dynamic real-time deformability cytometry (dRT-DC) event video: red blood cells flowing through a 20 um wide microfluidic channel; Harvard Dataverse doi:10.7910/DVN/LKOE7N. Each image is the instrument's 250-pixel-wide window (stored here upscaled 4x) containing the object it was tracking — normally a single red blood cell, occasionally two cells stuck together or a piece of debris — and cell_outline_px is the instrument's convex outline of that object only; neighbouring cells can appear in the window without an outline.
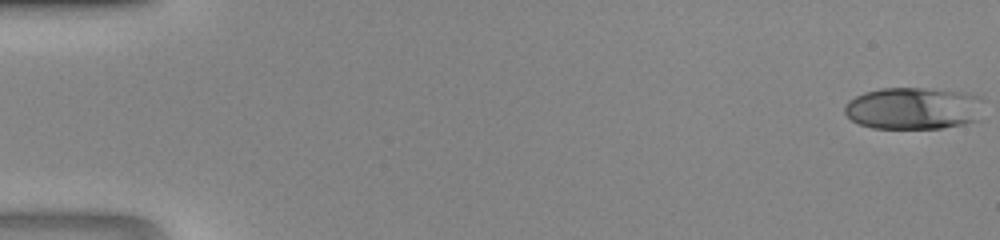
{"species": "human", "species_latin": "Homo sapiens", "temperature_condition": "room temperature", "stored_images_in_passage": 47, "camera_frame_rate_fps": 3000, "um_per_image_px": 0.085, "donor": {"sex": "male"}, "frame": {"image": 1, "passage_image": 1, "time_ms": 0.0, "image_size_px": [1000, 240], "cell_outline_px": [[984, 100], [980, 120], [940, 128], [872, 128], [860, 124], [852, 120], [844, 112], [844, 104], [848, 100], [864, 92], [880, 88], [924, 88], [968, 92], [980, 96]], "centroid_in_image_um": [77.68, 9.19], "position_along_channel_um": 7.3, "area_um2": 34.56}}
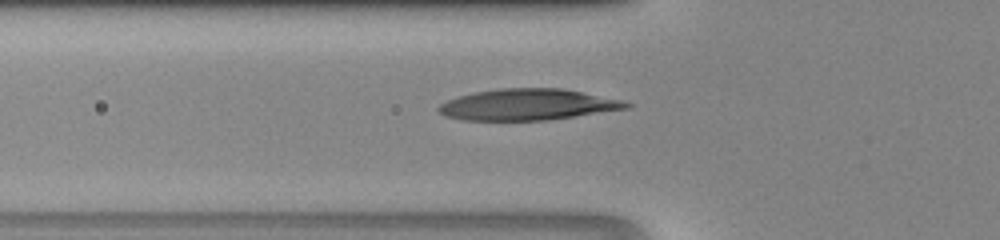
{"frame": {"image": 2, "passage_image": 18, "time_ms": 5.667, "image_size_px": [1000, 240], "cell_outline_px": [[632, 104], [628, 108], [548, 120], [460, 120], [444, 116], [436, 112], [436, 108], [440, 104], [448, 100], [460, 96], [476, 92], [500, 88], [560, 88], [624, 100]], "centroid_in_image_um": [44.81, 8.89], "position_along_channel_um": 81.0, "area_um2": 34.04}}
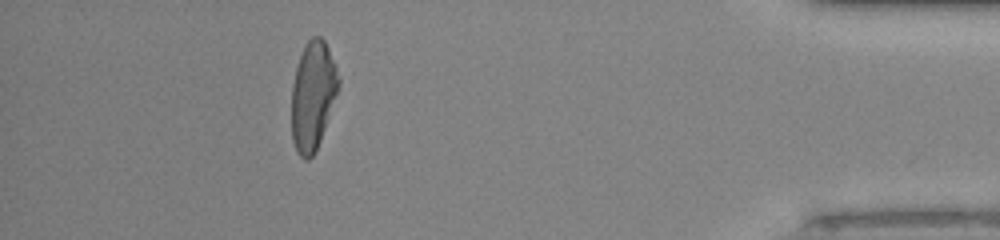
{"frame": {"image": 3, "passage_image": 43, "time_ms": 14.0, "image_size_px": [1000, 240], "cell_outline_px": [[340, 84], [320, 140], [312, 156], [308, 160], [304, 160], [296, 152], [292, 140], [292, 84], [296, 68], [304, 44], [312, 36], [320, 36], [324, 40], [328, 48], [336, 68], [340, 80]], "centroid_in_image_um": [26.57, 8.12], "position_along_channel_um": 408.6, "area_um2": 29.48}}